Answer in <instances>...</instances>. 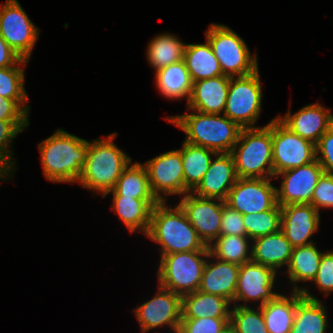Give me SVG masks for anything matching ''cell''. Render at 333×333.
<instances>
[{"instance_id":"7bdbcfd3","label":"cell","mask_w":333,"mask_h":333,"mask_svg":"<svg viewBox=\"0 0 333 333\" xmlns=\"http://www.w3.org/2000/svg\"><path fill=\"white\" fill-rule=\"evenodd\" d=\"M316 286L328 296L333 291V251L324 252L317 275L313 280Z\"/></svg>"},{"instance_id":"7c38bea8","label":"cell","mask_w":333,"mask_h":333,"mask_svg":"<svg viewBox=\"0 0 333 333\" xmlns=\"http://www.w3.org/2000/svg\"><path fill=\"white\" fill-rule=\"evenodd\" d=\"M271 178H238L225 203L241 214L260 213L277 204L276 187Z\"/></svg>"},{"instance_id":"603a6c76","label":"cell","mask_w":333,"mask_h":333,"mask_svg":"<svg viewBox=\"0 0 333 333\" xmlns=\"http://www.w3.org/2000/svg\"><path fill=\"white\" fill-rule=\"evenodd\" d=\"M303 298L297 303L290 333H326L328 316L323 303L301 287Z\"/></svg>"},{"instance_id":"277c9868","label":"cell","mask_w":333,"mask_h":333,"mask_svg":"<svg viewBox=\"0 0 333 333\" xmlns=\"http://www.w3.org/2000/svg\"><path fill=\"white\" fill-rule=\"evenodd\" d=\"M116 136L115 132L105 139L88 142L86 162L77 181L83 188L102 192V196L114 189L124 168L132 161L113 143Z\"/></svg>"},{"instance_id":"60d3db41","label":"cell","mask_w":333,"mask_h":333,"mask_svg":"<svg viewBox=\"0 0 333 333\" xmlns=\"http://www.w3.org/2000/svg\"><path fill=\"white\" fill-rule=\"evenodd\" d=\"M27 100H11L0 96V120L29 121L30 106L24 104Z\"/></svg>"},{"instance_id":"484cf974","label":"cell","mask_w":333,"mask_h":333,"mask_svg":"<svg viewBox=\"0 0 333 333\" xmlns=\"http://www.w3.org/2000/svg\"><path fill=\"white\" fill-rule=\"evenodd\" d=\"M230 302L199 290L182 296L181 318H230Z\"/></svg>"},{"instance_id":"7402d4cb","label":"cell","mask_w":333,"mask_h":333,"mask_svg":"<svg viewBox=\"0 0 333 333\" xmlns=\"http://www.w3.org/2000/svg\"><path fill=\"white\" fill-rule=\"evenodd\" d=\"M251 261L277 271L288 266L293 247L281 231L257 237L251 241Z\"/></svg>"},{"instance_id":"ffe728a7","label":"cell","mask_w":333,"mask_h":333,"mask_svg":"<svg viewBox=\"0 0 333 333\" xmlns=\"http://www.w3.org/2000/svg\"><path fill=\"white\" fill-rule=\"evenodd\" d=\"M230 79V76L220 75L193 82L187 108L205 114L224 113Z\"/></svg>"},{"instance_id":"d6a6232c","label":"cell","mask_w":333,"mask_h":333,"mask_svg":"<svg viewBox=\"0 0 333 333\" xmlns=\"http://www.w3.org/2000/svg\"><path fill=\"white\" fill-rule=\"evenodd\" d=\"M248 240L247 236L220 235L209 245V258H217L238 265L249 262L251 261L249 242L252 240Z\"/></svg>"},{"instance_id":"f6af8a7d","label":"cell","mask_w":333,"mask_h":333,"mask_svg":"<svg viewBox=\"0 0 333 333\" xmlns=\"http://www.w3.org/2000/svg\"><path fill=\"white\" fill-rule=\"evenodd\" d=\"M9 174L13 175L12 172H10V170L0 161V179L3 181H4V179L6 180L7 177L8 178L10 177Z\"/></svg>"},{"instance_id":"4316f807","label":"cell","mask_w":333,"mask_h":333,"mask_svg":"<svg viewBox=\"0 0 333 333\" xmlns=\"http://www.w3.org/2000/svg\"><path fill=\"white\" fill-rule=\"evenodd\" d=\"M154 74L156 86L164 97L173 100L187 97L188 102L193 82L184 60L165 66Z\"/></svg>"},{"instance_id":"2e32d148","label":"cell","mask_w":333,"mask_h":333,"mask_svg":"<svg viewBox=\"0 0 333 333\" xmlns=\"http://www.w3.org/2000/svg\"><path fill=\"white\" fill-rule=\"evenodd\" d=\"M276 271L253 261L243 263L239 267L237 288L234 303L238 301H259L260 305L273 300L278 293L272 292Z\"/></svg>"},{"instance_id":"52a82bcc","label":"cell","mask_w":333,"mask_h":333,"mask_svg":"<svg viewBox=\"0 0 333 333\" xmlns=\"http://www.w3.org/2000/svg\"><path fill=\"white\" fill-rule=\"evenodd\" d=\"M205 36L223 75L246 76L258 69L257 55L252 56L245 41L228 26L212 23Z\"/></svg>"},{"instance_id":"f35d334b","label":"cell","mask_w":333,"mask_h":333,"mask_svg":"<svg viewBox=\"0 0 333 333\" xmlns=\"http://www.w3.org/2000/svg\"><path fill=\"white\" fill-rule=\"evenodd\" d=\"M220 235L247 236L243 214L231 208L223 200Z\"/></svg>"},{"instance_id":"9a60e30c","label":"cell","mask_w":333,"mask_h":333,"mask_svg":"<svg viewBox=\"0 0 333 333\" xmlns=\"http://www.w3.org/2000/svg\"><path fill=\"white\" fill-rule=\"evenodd\" d=\"M323 168L315 160L309 164L277 173L274 179L282 176L280 189H276L277 203L280 206L289 204H310L314 189Z\"/></svg>"},{"instance_id":"836d02e7","label":"cell","mask_w":333,"mask_h":333,"mask_svg":"<svg viewBox=\"0 0 333 333\" xmlns=\"http://www.w3.org/2000/svg\"><path fill=\"white\" fill-rule=\"evenodd\" d=\"M247 237H257L281 231V206L277 203L272 209L243 215Z\"/></svg>"},{"instance_id":"f546056e","label":"cell","mask_w":333,"mask_h":333,"mask_svg":"<svg viewBox=\"0 0 333 333\" xmlns=\"http://www.w3.org/2000/svg\"><path fill=\"white\" fill-rule=\"evenodd\" d=\"M131 163L132 161L124 168L114 189L107 192L103 198L109 193H113V196L156 199L151 191L148 173L144 164L135 162L130 165Z\"/></svg>"},{"instance_id":"ee69618b","label":"cell","mask_w":333,"mask_h":333,"mask_svg":"<svg viewBox=\"0 0 333 333\" xmlns=\"http://www.w3.org/2000/svg\"><path fill=\"white\" fill-rule=\"evenodd\" d=\"M22 58L0 36V68L15 66Z\"/></svg>"},{"instance_id":"30bf717a","label":"cell","mask_w":333,"mask_h":333,"mask_svg":"<svg viewBox=\"0 0 333 333\" xmlns=\"http://www.w3.org/2000/svg\"><path fill=\"white\" fill-rule=\"evenodd\" d=\"M0 36L22 59L29 61L40 35L19 2L6 0L0 5Z\"/></svg>"},{"instance_id":"3957f363","label":"cell","mask_w":333,"mask_h":333,"mask_svg":"<svg viewBox=\"0 0 333 333\" xmlns=\"http://www.w3.org/2000/svg\"><path fill=\"white\" fill-rule=\"evenodd\" d=\"M190 114L166 117L185 132V141L202 146L215 153H231L242 128L227 116L205 114L195 110Z\"/></svg>"},{"instance_id":"9c48e42d","label":"cell","mask_w":333,"mask_h":333,"mask_svg":"<svg viewBox=\"0 0 333 333\" xmlns=\"http://www.w3.org/2000/svg\"><path fill=\"white\" fill-rule=\"evenodd\" d=\"M272 149L274 177L316 160V145L295 134L277 117L272 120Z\"/></svg>"},{"instance_id":"ab89813d","label":"cell","mask_w":333,"mask_h":333,"mask_svg":"<svg viewBox=\"0 0 333 333\" xmlns=\"http://www.w3.org/2000/svg\"><path fill=\"white\" fill-rule=\"evenodd\" d=\"M310 204L317 211L320 208H333V174L323 172L319 177Z\"/></svg>"},{"instance_id":"b9f144b4","label":"cell","mask_w":333,"mask_h":333,"mask_svg":"<svg viewBox=\"0 0 333 333\" xmlns=\"http://www.w3.org/2000/svg\"><path fill=\"white\" fill-rule=\"evenodd\" d=\"M319 154H321L319 156ZM316 160L323 171L333 174V126L328 129L316 144Z\"/></svg>"},{"instance_id":"7a4b0ae2","label":"cell","mask_w":333,"mask_h":333,"mask_svg":"<svg viewBox=\"0 0 333 333\" xmlns=\"http://www.w3.org/2000/svg\"><path fill=\"white\" fill-rule=\"evenodd\" d=\"M158 202L151 212L150 225L146 236L160 244L161 256L195 250H210L199 238L185 212L177 205L166 206Z\"/></svg>"},{"instance_id":"83f0119b","label":"cell","mask_w":333,"mask_h":333,"mask_svg":"<svg viewBox=\"0 0 333 333\" xmlns=\"http://www.w3.org/2000/svg\"><path fill=\"white\" fill-rule=\"evenodd\" d=\"M183 60L192 82L223 75L220 63L207 40L205 44H186Z\"/></svg>"},{"instance_id":"8992f818","label":"cell","mask_w":333,"mask_h":333,"mask_svg":"<svg viewBox=\"0 0 333 333\" xmlns=\"http://www.w3.org/2000/svg\"><path fill=\"white\" fill-rule=\"evenodd\" d=\"M209 255L210 250H195L161 256L159 285L181 297L199 290Z\"/></svg>"},{"instance_id":"d4e9b609","label":"cell","mask_w":333,"mask_h":333,"mask_svg":"<svg viewBox=\"0 0 333 333\" xmlns=\"http://www.w3.org/2000/svg\"><path fill=\"white\" fill-rule=\"evenodd\" d=\"M157 199H135L134 197L113 196L112 210L132 233L135 231L147 234L152 208Z\"/></svg>"},{"instance_id":"4fadbf2b","label":"cell","mask_w":333,"mask_h":333,"mask_svg":"<svg viewBox=\"0 0 333 333\" xmlns=\"http://www.w3.org/2000/svg\"><path fill=\"white\" fill-rule=\"evenodd\" d=\"M155 297L133 311L140 323L142 333L165 324L171 330L180 326L182 297L159 285Z\"/></svg>"},{"instance_id":"6da1fadb","label":"cell","mask_w":333,"mask_h":333,"mask_svg":"<svg viewBox=\"0 0 333 333\" xmlns=\"http://www.w3.org/2000/svg\"><path fill=\"white\" fill-rule=\"evenodd\" d=\"M43 173L48 181H78L86 162L88 141L65 130L57 131L38 145Z\"/></svg>"},{"instance_id":"d6986e66","label":"cell","mask_w":333,"mask_h":333,"mask_svg":"<svg viewBox=\"0 0 333 333\" xmlns=\"http://www.w3.org/2000/svg\"><path fill=\"white\" fill-rule=\"evenodd\" d=\"M212 159L202 181L192 191L203 198H215L225 201L238 177L231 153H217Z\"/></svg>"},{"instance_id":"bcb514c9","label":"cell","mask_w":333,"mask_h":333,"mask_svg":"<svg viewBox=\"0 0 333 333\" xmlns=\"http://www.w3.org/2000/svg\"><path fill=\"white\" fill-rule=\"evenodd\" d=\"M222 333H235V331L231 326H229Z\"/></svg>"},{"instance_id":"d590c367","label":"cell","mask_w":333,"mask_h":333,"mask_svg":"<svg viewBox=\"0 0 333 333\" xmlns=\"http://www.w3.org/2000/svg\"><path fill=\"white\" fill-rule=\"evenodd\" d=\"M27 63L28 60L21 59L13 67L0 68V96L11 100H28L24 88L25 73L20 67H26Z\"/></svg>"},{"instance_id":"74e56055","label":"cell","mask_w":333,"mask_h":333,"mask_svg":"<svg viewBox=\"0 0 333 333\" xmlns=\"http://www.w3.org/2000/svg\"><path fill=\"white\" fill-rule=\"evenodd\" d=\"M230 326V318H181L184 333H222Z\"/></svg>"},{"instance_id":"4dcf8cb0","label":"cell","mask_w":333,"mask_h":333,"mask_svg":"<svg viewBox=\"0 0 333 333\" xmlns=\"http://www.w3.org/2000/svg\"><path fill=\"white\" fill-rule=\"evenodd\" d=\"M181 151L184 184L192 192L202 181L207 172L212 157L216 156L212 150L197 146L186 141L183 142ZM212 156V157H211Z\"/></svg>"},{"instance_id":"5b68a950","label":"cell","mask_w":333,"mask_h":333,"mask_svg":"<svg viewBox=\"0 0 333 333\" xmlns=\"http://www.w3.org/2000/svg\"><path fill=\"white\" fill-rule=\"evenodd\" d=\"M272 120L262 127L242 128L231 154L238 178H273Z\"/></svg>"},{"instance_id":"cb8c5ba5","label":"cell","mask_w":333,"mask_h":333,"mask_svg":"<svg viewBox=\"0 0 333 333\" xmlns=\"http://www.w3.org/2000/svg\"><path fill=\"white\" fill-rule=\"evenodd\" d=\"M302 298V292L292 291L290 297L279 293L273 300L260 306L269 333H290L297 303Z\"/></svg>"},{"instance_id":"5bb4252c","label":"cell","mask_w":333,"mask_h":333,"mask_svg":"<svg viewBox=\"0 0 333 333\" xmlns=\"http://www.w3.org/2000/svg\"><path fill=\"white\" fill-rule=\"evenodd\" d=\"M178 205L206 246L220 236L222 200L203 198L189 192L183 196Z\"/></svg>"},{"instance_id":"8d00e7d4","label":"cell","mask_w":333,"mask_h":333,"mask_svg":"<svg viewBox=\"0 0 333 333\" xmlns=\"http://www.w3.org/2000/svg\"><path fill=\"white\" fill-rule=\"evenodd\" d=\"M29 125V121H4L0 120V161L12 172L14 170V155L11 148V141Z\"/></svg>"},{"instance_id":"7dc6e473","label":"cell","mask_w":333,"mask_h":333,"mask_svg":"<svg viewBox=\"0 0 333 333\" xmlns=\"http://www.w3.org/2000/svg\"><path fill=\"white\" fill-rule=\"evenodd\" d=\"M172 331H173V333H184L183 330L180 327L175 328Z\"/></svg>"},{"instance_id":"ba28073f","label":"cell","mask_w":333,"mask_h":333,"mask_svg":"<svg viewBox=\"0 0 333 333\" xmlns=\"http://www.w3.org/2000/svg\"><path fill=\"white\" fill-rule=\"evenodd\" d=\"M259 70L246 76L231 77L224 115L241 128H255L260 117L262 87Z\"/></svg>"},{"instance_id":"ac0fdd59","label":"cell","mask_w":333,"mask_h":333,"mask_svg":"<svg viewBox=\"0 0 333 333\" xmlns=\"http://www.w3.org/2000/svg\"><path fill=\"white\" fill-rule=\"evenodd\" d=\"M277 118L291 131L313 144L333 126V115L318 102L302 107L293 115L290 110L284 117Z\"/></svg>"},{"instance_id":"1f68e13d","label":"cell","mask_w":333,"mask_h":333,"mask_svg":"<svg viewBox=\"0 0 333 333\" xmlns=\"http://www.w3.org/2000/svg\"><path fill=\"white\" fill-rule=\"evenodd\" d=\"M185 45L176 35L158 34L148 45L147 60L156 72L165 66L183 60Z\"/></svg>"},{"instance_id":"e0dca14e","label":"cell","mask_w":333,"mask_h":333,"mask_svg":"<svg viewBox=\"0 0 333 333\" xmlns=\"http://www.w3.org/2000/svg\"><path fill=\"white\" fill-rule=\"evenodd\" d=\"M319 223V211L311 204L281 206V230L293 248L313 243L309 238L319 229Z\"/></svg>"},{"instance_id":"f1b7e54d","label":"cell","mask_w":333,"mask_h":333,"mask_svg":"<svg viewBox=\"0 0 333 333\" xmlns=\"http://www.w3.org/2000/svg\"><path fill=\"white\" fill-rule=\"evenodd\" d=\"M322 255L323 253L317 249L315 243L293 248L286 271L293 285V291L301 292L300 287L295 283L315 279Z\"/></svg>"},{"instance_id":"8fae6325","label":"cell","mask_w":333,"mask_h":333,"mask_svg":"<svg viewBox=\"0 0 333 333\" xmlns=\"http://www.w3.org/2000/svg\"><path fill=\"white\" fill-rule=\"evenodd\" d=\"M149 185L156 199L166 201L164 195H185L191 192L184 184L183 164L180 149L161 153L144 164ZM162 192V193H161Z\"/></svg>"},{"instance_id":"e575fe53","label":"cell","mask_w":333,"mask_h":333,"mask_svg":"<svg viewBox=\"0 0 333 333\" xmlns=\"http://www.w3.org/2000/svg\"><path fill=\"white\" fill-rule=\"evenodd\" d=\"M253 308L243 304H235L230 310V326L235 333H269L260 306Z\"/></svg>"},{"instance_id":"44dd1931","label":"cell","mask_w":333,"mask_h":333,"mask_svg":"<svg viewBox=\"0 0 333 333\" xmlns=\"http://www.w3.org/2000/svg\"><path fill=\"white\" fill-rule=\"evenodd\" d=\"M208 258L209 256L203 270L199 291L221 296L232 303L237 288L240 265L217 258L214 263H209Z\"/></svg>"}]
</instances>
